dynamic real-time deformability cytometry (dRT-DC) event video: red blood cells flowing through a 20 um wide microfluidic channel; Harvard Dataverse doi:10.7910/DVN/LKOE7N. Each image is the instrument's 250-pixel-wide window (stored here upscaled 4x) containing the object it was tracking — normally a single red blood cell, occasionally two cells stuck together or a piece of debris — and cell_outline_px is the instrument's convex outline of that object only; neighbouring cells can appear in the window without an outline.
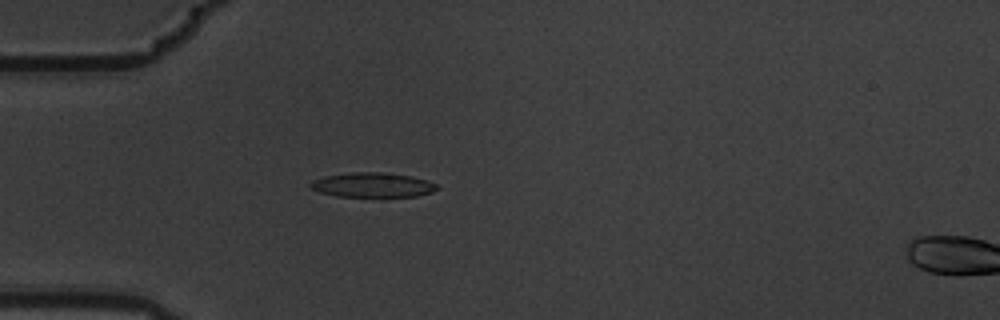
{"species": "common noctule bat (a hibernating species)", "species_latin": "Nyctalus noctula", "temperature_condition": "warm", "stored_images_in_passage": 6, "camera_frame_rate_fps": 3000, "um_per_image_px": 0.085, "animal": {"sex": "male", "body_mass_g": 19.5, "forearm_length_mm": 54.6}, "frame": {"image": 1, "passage_image": 5, "time_ms": 1.333, "image_size_px": [1000, 320], "cell_outline_px": [[440, 188], [432, 192], [416, 196], [336, 196], [320, 192], [312, 188], [308, 184], [312, 180], [324, 176], [352, 172], [380, 172], [412, 176], [436, 184]], "centroid_in_image_um": [31.65, 15.71], "position_along_channel_um": 53.4, "area_um2": 17.98}}